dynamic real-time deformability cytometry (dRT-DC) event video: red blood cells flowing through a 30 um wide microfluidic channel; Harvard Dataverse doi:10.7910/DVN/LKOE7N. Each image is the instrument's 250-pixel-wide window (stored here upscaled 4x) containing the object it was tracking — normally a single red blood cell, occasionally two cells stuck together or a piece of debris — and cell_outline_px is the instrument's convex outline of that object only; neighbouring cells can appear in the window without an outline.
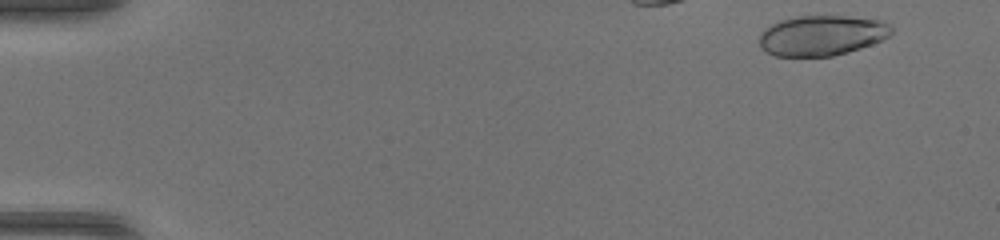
{"species": "common noctule bat (a hibernating species)", "species_latin": "Nyctalus noctula", "temperature_condition": "warm", "stored_images_in_passage": 26, "segment_of_instrument_passage": [1, 2], "camera_frame_rate_fps": 3000, "um_per_image_px": 0.085, "animal": {"sex": "female", "body_mass_g": 17.0, "forearm_length_mm": 48.0}, "frame": {"image": 1, "passage_image": 2, "time_ms": 0.333, "image_size_px": [1000, 240], "cell_outline_px": [[892, 32], [888, 36], [872, 44], [848, 52], [832, 56], [776, 56], [760, 48], [760, 32], [764, 28], [780, 20], [796, 16], [848, 16], [880, 20], [888, 24], [892, 28]], "centroid_in_image_um": [69.83, 3.01], "position_along_channel_um": 15.2, "area_um2": 30.92}}